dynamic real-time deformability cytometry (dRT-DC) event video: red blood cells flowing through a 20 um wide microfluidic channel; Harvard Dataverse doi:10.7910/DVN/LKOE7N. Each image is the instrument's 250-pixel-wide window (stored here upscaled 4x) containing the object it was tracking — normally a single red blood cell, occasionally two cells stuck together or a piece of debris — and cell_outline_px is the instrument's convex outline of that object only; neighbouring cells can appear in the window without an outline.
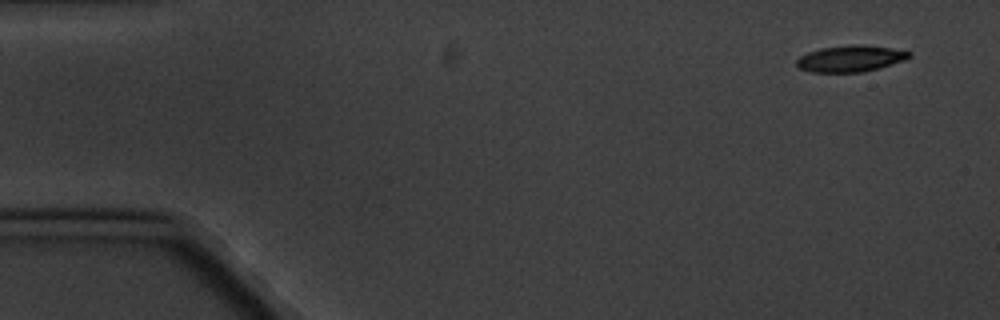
{"species": "common noctule bat (a hibernating species)", "species_latin": "Nyctalus noctula", "temperature_condition": "cold", "stored_images_in_passage": 7, "camera_frame_rate_fps": 3000, "um_per_image_px": 0.085, "animal": {"sex": "male", "body_mass_g": 20.1, "forearm_length_mm": 53.5}, "frame": {"image": 1, "passage_image": 1, "time_ms": 0.0, "image_size_px": [1000, 320], "cell_outline_px": [[912, 56], [904, 60], [880, 68], [864, 72], [812, 72], [800, 68], [796, 64], [796, 60], [800, 56], [808, 52], [820, 48], [856, 44], [864, 44], [892, 48], [912, 52]], "centroid_in_image_um": [72.32, 4.97], "position_along_channel_um": 12.7, "area_um2": 17.4}}
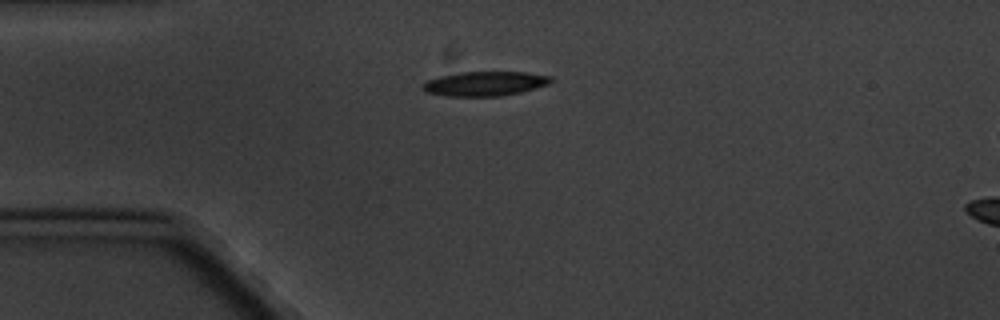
{"frame": {"image": 2, "passage_image": 4, "time_ms": 3.667, "image_size_px": [1000, 320], "cell_outline_px": [[552, 80], [548, 84], [520, 92], [504, 96], [448, 96], [428, 92], [420, 88], [428, 80], [440, 76], [460, 72], [524, 72], [552, 76]], "centroid_in_image_um": [41.22, 7.11], "position_along_channel_um": 43.8, "area_um2": 18.09}}